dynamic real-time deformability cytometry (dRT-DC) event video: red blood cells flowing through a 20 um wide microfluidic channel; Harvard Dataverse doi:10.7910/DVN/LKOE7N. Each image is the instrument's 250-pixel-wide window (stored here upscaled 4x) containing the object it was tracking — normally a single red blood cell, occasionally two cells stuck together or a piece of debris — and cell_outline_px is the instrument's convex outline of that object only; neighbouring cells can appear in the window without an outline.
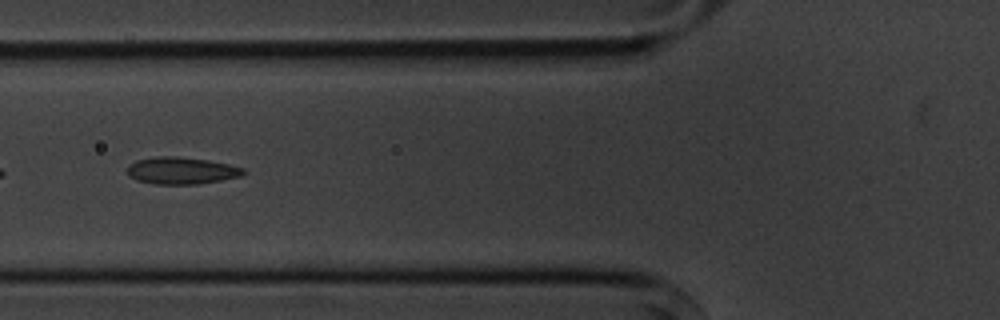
{"species": "common noctule bat (a hibernating species)", "species_latin": "Nyctalus noctula", "temperature_condition": "cold", "stored_images_in_passage": 5, "camera_frame_rate_fps": 3000, "um_per_image_px": 0.085, "animal": {"sex": "male", "body_mass_g": 20.1, "forearm_length_mm": 53.5}, "frame": {"image": 1, "passage_image": 3, "time_ms": 2.333, "image_size_px": [1000, 320], "cell_outline_px": [[244, 172], [240, 176], [220, 180], [196, 184], [156, 184], [136, 180], [128, 176], [128, 164], [136, 160], [156, 156], [176, 156], [208, 160], [228, 164], [244, 168]], "centroid_in_image_um": [15.37, 14.49], "position_along_channel_um": 110.4, "area_um2": 18.21}}
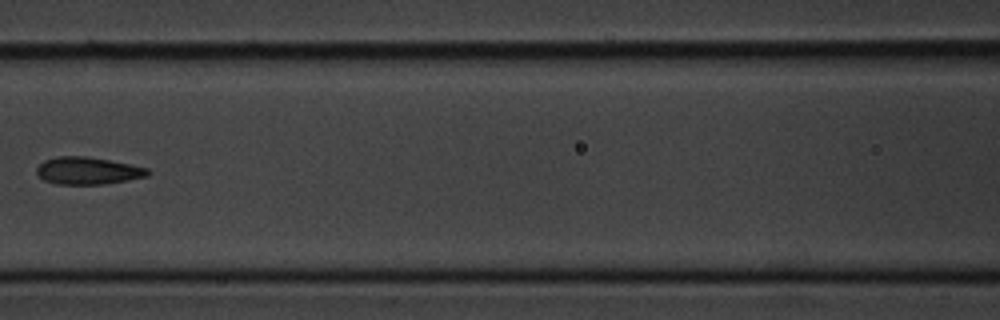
{"frame": {"image": 2, "passage_image": 4, "time_ms": 3.667, "image_size_px": [1000, 320], "cell_outline_px": [[152, 172], [148, 176], [128, 180], [104, 184], [56, 184], [44, 180], [36, 172], [36, 168], [44, 160], [56, 156], [88, 156], [148, 168]], "centroid_in_image_um": [7.47, 14.51], "position_along_channel_um": 159.1, "area_um2": 17.69}}
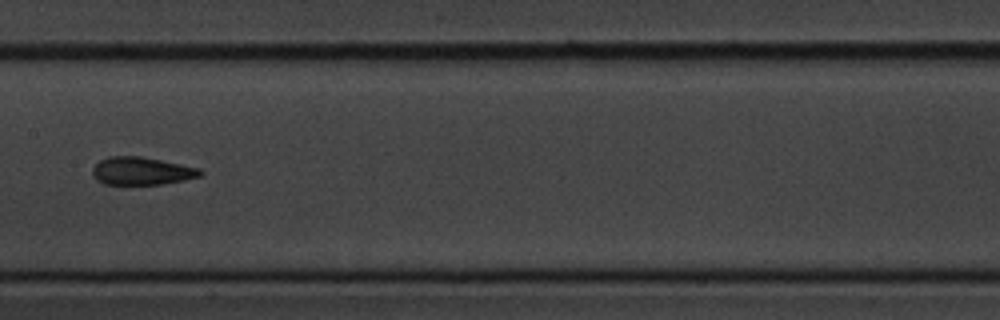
{"frame": {"image": 3, "passage_image": 5, "time_ms": 4.667, "image_size_px": [1000, 320], "cell_outline_px": [[204, 172], [200, 176], [184, 180], [160, 184], [104, 184], [96, 180], [92, 176], [92, 168], [100, 160], [108, 156], [140, 156], [200, 168]], "centroid_in_image_um": [12.01, 14.53], "position_along_channel_um": 195.4, "area_um2": 17.46}}